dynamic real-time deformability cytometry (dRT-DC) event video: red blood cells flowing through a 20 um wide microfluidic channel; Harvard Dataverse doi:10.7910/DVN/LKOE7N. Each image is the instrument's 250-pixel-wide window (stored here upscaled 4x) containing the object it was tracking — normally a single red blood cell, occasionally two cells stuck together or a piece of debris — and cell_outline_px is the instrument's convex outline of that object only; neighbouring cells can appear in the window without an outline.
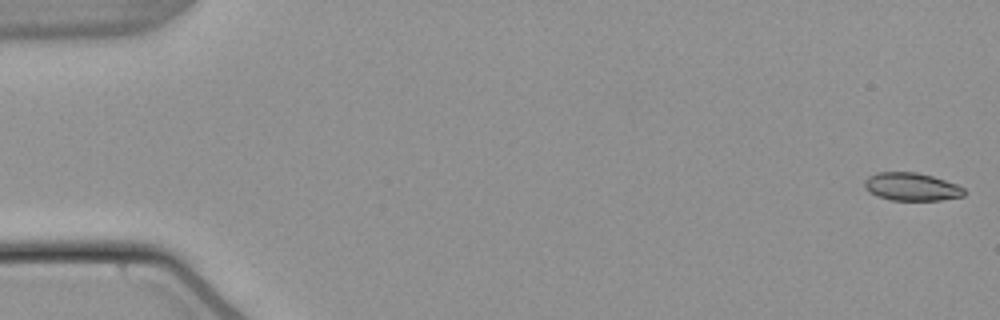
{"species": "common noctule bat (a hibernating species)", "species_latin": "Nyctalus noctula", "temperature_condition": "warm", "stored_images_in_passage": 54, "camera_frame_rate_fps": 3000, "um_per_image_px": 0.085, "animal": {"sex": "male", "body_mass_g": 21.5, "forearm_length_mm": 52.0}, "frame": {"image": 1, "passage_image": 1, "time_ms": 0.0, "image_size_px": [1000, 320], "cell_outline_px": [[964, 196], [940, 200], [892, 200], [876, 196], [868, 192], [864, 188], [864, 180], [868, 176], [876, 172], [916, 172], [932, 176], [956, 184], [964, 188]], "centroid_in_image_um": [77.43, 15.87], "position_along_channel_um": 7.6, "area_um2": 16.3}}
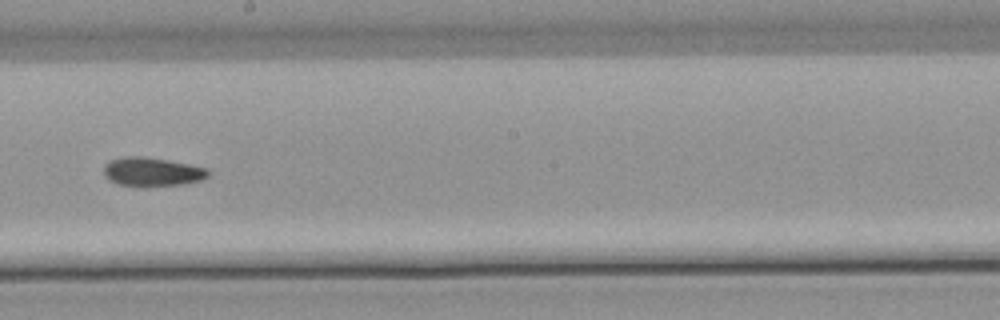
{"frame": {"image": 2, "passage_image": 31, "time_ms": 10.0, "image_size_px": [1000, 320], "cell_outline_px": [[208, 176], [200, 180], [180, 184], [144, 188], [116, 184], [108, 180], [104, 176], [104, 164], [108, 160], [124, 156], [144, 156], [192, 164], [208, 168]], "centroid_in_image_um": [12.87, 14.61], "position_along_channel_um": 235.3, "area_um2": 18.09}}
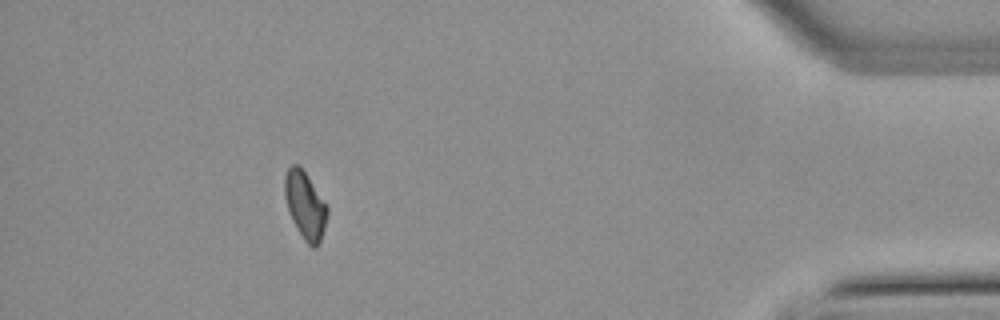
{"frame": {"image": 3, "passage_image": 49, "time_ms": 16.0, "image_size_px": [1000, 320], "cell_outline_px": [[328, 212], [324, 228], [320, 240], [316, 248], [312, 248], [304, 240], [296, 228], [288, 212], [284, 196], [284, 176], [288, 168], [292, 164], [296, 164], [304, 172], [328, 208]], "centroid_in_image_um": [25.9, 17.48], "position_along_channel_um": 409.3, "area_um2": 16.42}, "authors_computed_cell_mechanics": {"area_um2": 16.8198, "velocity_mm_per_s": 3.8232, "shape_relaxation_time_tau1_ms": 9.2024, "shape_relaxation_time_tau2_ms": 2.9799, "deformation_change_tau1": 0.1567, "deformation_change_tau2": 0.0616}}